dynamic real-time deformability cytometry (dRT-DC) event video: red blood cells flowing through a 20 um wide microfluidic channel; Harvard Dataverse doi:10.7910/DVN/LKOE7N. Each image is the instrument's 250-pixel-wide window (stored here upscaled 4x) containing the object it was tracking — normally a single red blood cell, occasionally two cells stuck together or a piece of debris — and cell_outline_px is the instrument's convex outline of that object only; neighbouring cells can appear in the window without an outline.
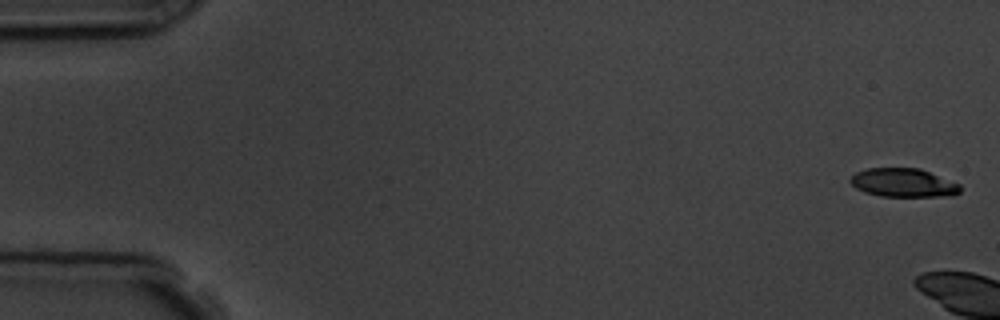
{"species": "common noctule bat (a hibernating species)", "species_latin": "Nyctalus noctula", "temperature_condition": "room temperature", "stored_images_in_passage": 2, "camera_frame_rate_fps": 3000, "um_per_image_px": 0.085, "animal": {"sex": "male", "body_mass_g": 19.5, "forearm_length_mm": 54.6}, "frame": {"image": 1, "passage_image": 1, "time_ms": 0.0, "image_size_px": [1000, 320], "cell_outline_px": [[960, 192], [952, 196], [880, 196], [864, 192], [856, 188], [848, 180], [856, 172], [868, 168], [920, 168], [960, 184]], "centroid_in_image_um": [76.78, 15.53], "position_along_channel_um": 8.2, "area_um2": 18.32}}